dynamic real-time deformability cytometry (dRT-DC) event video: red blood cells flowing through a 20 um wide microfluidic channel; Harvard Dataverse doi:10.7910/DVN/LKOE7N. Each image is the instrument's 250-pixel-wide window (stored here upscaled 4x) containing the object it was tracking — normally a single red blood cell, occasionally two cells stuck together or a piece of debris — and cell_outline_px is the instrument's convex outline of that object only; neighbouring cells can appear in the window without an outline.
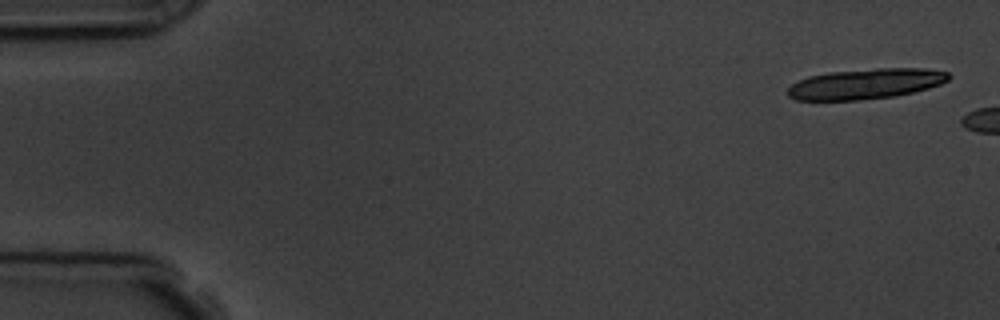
{"species": "common noctule bat (a hibernating species)", "species_latin": "Nyctalus noctula", "temperature_condition": "room temperature", "stored_images_in_passage": 5, "segment_of_instrument_passage": [2, 2], "camera_frame_rate_fps": 3000, "um_per_image_px": 0.085, "animal": {"sex": "male", "body_mass_g": 19.5, "forearm_length_mm": 54.6}, "frame": {"image": 1, "passage_image": 5, "time_ms": 4.667, "image_size_px": [1000, 320], "cell_outline_px": [[952, 76], [948, 80], [940, 84], [928, 88], [896, 96], [860, 100], [796, 100], [788, 96], [784, 92], [792, 84], [808, 76], [828, 72], [876, 68], [924, 68], [948, 72]], "centroid_in_image_um": [73.56, 7.12], "position_along_channel_um": 11.4, "area_um2": 28.67}}